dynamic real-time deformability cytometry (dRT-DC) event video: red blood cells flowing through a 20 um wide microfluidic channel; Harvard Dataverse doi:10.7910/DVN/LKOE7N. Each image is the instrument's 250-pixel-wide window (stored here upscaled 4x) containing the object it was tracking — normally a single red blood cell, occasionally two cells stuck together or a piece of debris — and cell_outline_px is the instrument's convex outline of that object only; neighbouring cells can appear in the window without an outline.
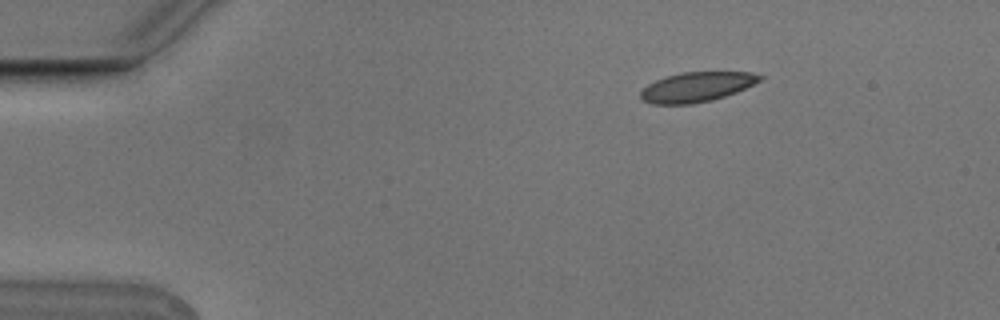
{"species": "Egyptian fruit bat (a non-hibernating species)", "species_latin": "Rousettus aegyptiacus", "temperature_condition": "cold", "stored_images_in_passage": 4, "camera_frame_rate_fps": 3000, "um_per_image_px": 0.085, "animal": {"sex": "male"}, "frame": {"image": 1, "passage_image": 1, "time_ms": 0.0, "image_size_px": [1000, 320], "cell_outline_px": [[764, 76], [760, 80], [736, 92], [712, 100], [692, 104], [652, 104], [644, 100], [640, 96], [640, 92], [648, 84], [664, 76], [680, 72], [752, 72]], "centroid_in_image_um": [59.19, 7.38], "position_along_channel_um": 25.8, "area_um2": 20.58}}